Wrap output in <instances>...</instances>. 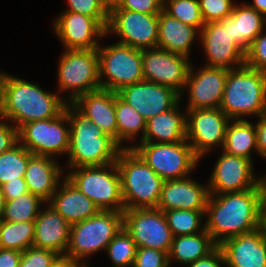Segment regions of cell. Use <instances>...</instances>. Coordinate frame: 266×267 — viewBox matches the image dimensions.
Here are the masks:
<instances>
[{"mask_svg": "<svg viewBox=\"0 0 266 267\" xmlns=\"http://www.w3.org/2000/svg\"><path fill=\"white\" fill-rule=\"evenodd\" d=\"M73 104L101 131L117 142L115 92L98 89L79 96Z\"/></svg>", "mask_w": 266, "mask_h": 267, "instance_id": "obj_24", "label": "cell"}, {"mask_svg": "<svg viewBox=\"0 0 266 267\" xmlns=\"http://www.w3.org/2000/svg\"><path fill=\"white\" fill-rule=\"evenodd\" d=\"M221 150L253 161V151L258 154L255 125L247 119L230 120Z\"/></svg>", "mask_w": 266, "mask_h": 267, "instance_id": "obj_31", "label": "cell"}, {"mask_svg": "<svg viewBox=\"0 0 266 267\" xmlns=\"http://www.w3.org/2000/svg\"><path fill=\"white\" fill-rule=\"evenodd\" d=\"M50 267H82L78 262L65 255L59 256Z\"/></svg>", "mask_w": 266, "mask_h": 267, "instance_id": "obj_50", "label": "cell"}, {"mask_svg": "<svg viewBox=\"0 0 266 267\" xmlns=\"http://www.w3.org/2000/svg\"><path fill=\"white\" fill-rule=\"evenodd\" d=\"M70 225L84 221L95 215L99 209L66 177L59 183L56 192L47 202Z\"/></svg>", "mask_w": 266, "mask_h": 267, "instance_id": "obj_26", "label": "cell"}, {"mask_svg": "<svg viewBox=\"0 0 266 267\" xmlns=\"http://www.w3.org/2000/svg\"><path fill=\"white\" fill-rule=\"evenodd\" d=\"M44 207V210L41 208L34 220L35 231L32 246L52 250L63 256L69 244L71 225L51 205L45 203Z\"/></svg>", "mask_w": 266, "mask_h": 267, "instance_id": "obj_23", "label": "cell"}, {"mask_svg": "<svg viewBox=\"0 0 266 267\" xmlns=\"http://www.w3.org/2000/svg\"><path fill=\"white\" fill-rule=\"evenodd\" d=\"M180 103L147 120L146 131L140 142L175 143L186 140V112L180 110Z\"/></svg>", "mask_w": 266, "mask_h": 267, "instance_id": "obj_28", "label": "cell"}, {"mask_svg": "<svg viewBox=\"0 0 266 267\" xmlns=\"http://www.w3.org/2000/svg\"><path fill=\"white\" fill-rule=\"evenodd\" d=\"M204 23L220 21L232 14L233 0H198Z\"/></svg>", "mask_w": 266, "mask_h": 267, "instance_id": "obj_40", "label": "cell"}, {"mask_svg": "<svg viewBox=\"0 0 266 267\" xmlns=\"http://www.w3.org/2000/svg\"><path fill=\"white\" fill-rule=\"evenodd\" d=\"M220 153L207 181L210 194L240 192L259 185L260 177H255L252 160L229 155L222 150Z\"/></svg>", "mask_w": 266, "mask_h": 267, "instance_id": "obj_19", "label": "cell"}, {"mask_svg": "<svg viewBox=\"0 0 266 267\" xmlns=\"http://www.w3.org/2000/svg\"><path fill=\"white\" fill-rule=\"evenodd\" d=\"M205 218L206 232L217 245L227 238L260 228L262 222L260 184L240 192L210 194Z\"/></svg>", "mask_w": 266, "mask_h": 267, "instance_id": "obj_1", "label": "cell"}, {"mask_svg": "<svg viewBox=\"0 0 266 267\" xmlns=\"http://www.w3.org/2000/svg\"><path fill=\"white\" fill-rule=\"evenodd\" d=\"M247 4L266 18V0H253V3Z\"/></svg>", "mask_w": 266, "mask_h": 267, "instance_id": "obj_51", "label": "cell"}, {"mask_svg": "<svg viewBox=\"0 0 266 267\" xmlns=\"http://www.w3.org/2000/svg\"><path fill=\"white\" fill-rule=\"evenodd\" d=\"M228 69L203 65L195 70L190 65L184 90L180 99L188 92V103L185 109L219 108L223 99Z\"/></svg>", "mask_w": 266, "mask_h": 267, "instance_id": "obj_18", "label": "cell"}, {"mask_svg": "<svg viewBox=\"0 0 266 267\" xmlns=\"http://www.w3.org/2000/svg\"><path fill=\"white\" fill-rule=\"evenodd\" d=\"M205 53V66L237 69L245 65V52L231 40L229 16L205 23L199 38Z\"/></svg>", "mask_w": 266, "mask_h": 267, "instance_id": "obj_15", "label": "cell"}, {"mask_svg": "<svg viewBox=\"0 0 266 267\" xmlns=\"http://www.w3.org/2000/svg\"><path fill=\"white\" fill-rule=\"evenodd\" d=\"M18 138L33 155L54 159L67 155L70 147V123L66 110L57 117L24 124L18 130Z\"/></svg>", "mask_w": 266, "mask_h": 267, "instance_id": "obj_11", "label": "cell"}, {"mask_svg": "<svg viewBox=\"0 0 266 267\" xmlns=\"http://www.w3.org/2000/svg\"><path fill=\"white\" fill-rule=\"evenodd\" d=\"M101 1L110 11L112 8L117 7L122 0H101Z\"/></svg>", "mask_w": 266, "mask_h": 267, "instance_id": "obj_54", "label": "cell"}, {"mask_svg": "<svg viewBox=\"0 0 266 267\" xmlns=\"http://www.w3.org/2000/svg\"><path fill=\"white\" fill-rule=\"evenodd\" d=\"M5 198L4 195L2 193L1 187H0V220L4 211V207H5Z\"/></svg>", "mask_w": 266, "mask_h": 267, "instance_id": "obj_55", "label": "cell"}, {"mask_svg": "<svg viewBox=\"0 0 266 267\" xmlns=\"http://www.w3.org/2000/svg\"><path fill=\"white\" fill-rule=\"evenodd\" d=\"M163 10L171 17L199 31L205 24L198 0H164Z\"/></svg>", "mask_w": 266, "mask_h": 267, "instance_id": "obj_38", "label": "cell"}, {"mask_svg": "<svg viewBox=\"0 0 266 267\" xmlns=\"http://www.w3.org/2000/svg\"><path fill=\"white\" fill-rule=\"evenodd\" d=\"M225 264L222 249L217 246L206 257L198 259L197 261L187 264V267H221Z\"/></svg>", "mask_w": 266, "mask_h": 267, "instance_id": "obj_47", "label": "cell"}, {"mask_svg": "<svg viewBox=\"0 0 266 267\" xmlns=\"http://www.w3.org/2000/svg\"><path fill=\"white\" fill-rule=\"evenodd\" d=\"M5 201H9L29 192L24 178H17L14 181H8L1 186Z\"/></svg>", "mask_w": 266, "mask_h": 267, "instance_id": "obj_46", "label": "cell"}, {"mask_svg": "<svg viewBox=\"0 0 266 267\" xmlns=\"http://www.w3.org/2000/svg\"><path fill=\"white\" fill-rule=\"evenodd\" d=\"M123 227V212L99 210L92 217L70 226L65 256L88 267V259L107 245Z\"/></svg>", "mask_w": 266, "mask_h": 267, "instance_id": "obj_6", "label": "cell"}, {"mask_svg": "<svg viewBox=\"0 0 266 267\" xmlns=\"http://www.w3.org/2000/svg\"><path fill=\"white\" fill-rule=\"evenodd\" d=\"M101 45L97 53L102 89L118 92L125 86L144 80L142 50L118 42Z\"/></svg>", "mask_w": 266, "mask_h": 267, "instance_id": "obj_9", "label": "cell"}, {"mask_svg": "<svg viewBox=\"0 0 266 267\" xmlns=\"http://www.w3.org/2000/svg\"><path fill=\"white\" fill-rule=\"evenodd\" d=\"M117 94L146 121L171 110L182 101L180 94L172 88L145 80L125 86Z\"/></svg>", "mask_w": 266, "mask_h": 267, "instance_id": "obj_20", "label": "cell"}, {"mask_svg": "<svg viewBox=\"0 0 266 267\" xmlns=\"http://www.w3.org/2000/svg\"><path fill=\"white\" fill-rule=\"evenodd\" d=\"M168 254L157 249L138 247L132 267H167Z\"/></svg>", "mask_w": 266, "mask_h": 267, "instance_id": "obj_43", "label": "cell"}, {"mask_svg": "<svg viewBox=\"0 0 266 267\" xmlns=\"http://www.w3.org/2000/svg\"><path fill=\"white\" fill-rule=\"evenodd\" d=\"M218 245L206 232L190 235L174 236L168 253L169 265L176 261L182 265H187L206 257Z\"/></svg>", "mask_w": 266, "mask_h": 267, "instance_id": "obj_30", "label": "cell"}, {"mask_svg": "<svg viewBox=\"0 0 266 267\" xmlns=\"http://www.w3.org/2000/svg\"><path fill=\"white\" fill-rule=\"evenodd\" d=\"M58 92L68 94L67 103L79 96L101 89L99 57L94 49H64L57 67Z\"/></svg>", "mask_w": 266, "mask_h": 267, "instance_id": "obj_8", "label": "cell"}, {"mask_svg": "<svg viewBox=\"0 0 266 267\" xmlns=\"http://www.w3.org/2000/svg\"><path fill=\"white\" fill-rule=\"evenodd\" d=\"M18 142V128L0 118V154L8 151Z\"/></svg>", "mask_w": 266, "mask_h": 267, "instance_id": "obj_45", "label": "cell"}, {"mask_svg": "<svg viewBox=\"0 0 266 267\" xmlns=\"http://www.w3.org/2000/svg\"><path fill=\"white\" fill-rule=\"evenodd\" d=\"M186 140L194 153L203 159L213 148L223 149L230 118L220 109H184ZM205 155V156H204Z\"/></svg>", "mask_w": 266, "mask_h": 267, "instance_id": "obj_12", "label": "cell"}, {"mask_svg": "<svg viewBox=\"0 0 266 267\" xmlns=\"http://www.w3.org/2000/svg\"><path fill=\"white\" fill-rule=\"evenodd\" d=\"M136 250L135 241L124 227H122L107 245L105 252L112 261V267H132Z\"/></svg>", "mask_w": 266, "mask_h": 267, "instance_id": "obj_37", "label": "cell"}, {"mask_svg": "<svg viewBox=\"0 0 266 267\" xmlns=\"http://www.w3.org/2000/svg\"><path fill=\"white\" fill-rule=\"evenodd\" d=\"M34 221L8 222L0 220V248L24 251L34 242Z\"/></svg>", "mask_w": 266, "mask_h": 267, "instance_id": "obj_33", "label": "cell"}, {"mask_svg": "<svg viewBox=\"0 0 266 267\" xmlns=\"http://www.w3.org/2000/svg\"><path fill=\"white\" fill-rule=\"evenodd\" d=\"M52 27L64 49L97 50L107 36L106 28L96 18L73 11L60 13Z\"/></svg>", "mask_w": 266, "mask_h": 267, "instance_id": "obj_17", "label": "cell"}, {"mask_svg": "<svg viewBox=\"0 0 266 267\" xmlns=\"http://www.w3.org/2000/svg\"><path fill=\"white\" fill-rule=\"evenodd\" d=\"M256 127V140H257V151L259 157L266 160V113L257 117Z\"/></svg>", "mask_w": 266, "mask_h": 267, "instance_id": "obj_48", "label": "cell"}, {"mask_svg": "<svg viewBox=\"0 0 266 267\" xmlns=\"http://www.w3.org/2000/svg\"><path fill=\"white\" fill-rule=\"evenodd\" d=\"M116 165L125 210L157 208L164 180L132 148L119 152Z\"/></svg>", "mask_w": 266, "mask_h": 267, "instance_id": "obj_5", "label": "cell"}, {"mask_svg": "<svg viewBox=\"0 0 266 267\" xmlns=\"http://www.w3.org/2000/svg\"><path fill=\"white\" fill-rule=\"evenodd\" d=\"M218 246L225 267H266V237L262 227L227 238Z\"/></svg>", "mask_w": 266, "mask_h": 267, "instance_id": "obj_21", "label": "cell"}, {"mask_svg": "<svg viewBox=\"0 0 266 267\" xmlns=\"http://www.w3.org/2000/svg\"><path fill=\"white\" fill-rule=\"evenodd\" d=\"M65 177L91 199L99 210L118 212L125 210L121 178L116 162L101 166L68 168Z\"/></svg>", "mask_w": 266, "mask_h": 267, "instance_id": "obj_7", "label": "cell"}, {"mask_svg": "<svg viewBox=\"0 0 266 267\" xmlns=\"http://www.w3.org/2000/svg\"><path fill=\"white\" fill-rule=\"evenodd\" d=\"M39 86L36 82L8 74L4 82L0 118L13 123L19 130L26 123L60 115L65 110V98Z\"/></svg>", "mask_w": 266, "mask_h": 267, "instance_id": "obj_2", "label": "cell"}, {"mask_svg": "<svg viewBox=\"0 0 266 267\" xmlns=\"http://www.w3.org/2000/svg\"><path fill=\"white\" fill-rule=\"evenodd\" d=\"M205 183L201 184L190 176L164 181L157 209L206 210L210 193L208 182Z\"/></svg>", "mask_w": 266, "mask_h": 267, "instance_id": "obj_22", "label": "cell"}, {"mask_svg": "<svg viewBox=\"0 0 266 267\" xmlns=\"http://www.w3.org/2000/svg\"><path fill=\"white\" fill-rule=\"evenodd\" d=\"M164 0H122L111 10H131L135 12L159 15L163 10Z\"/></svg>", "mask_w": 266, "mask_h": 267, "instance_id": "obj_44", "label": "cell"}, {"mask_svg": "<svg viewBox=\"0 0 266 267\" xmlns=\"http://www.w3.org/2000/svg\"><path fill=\"white\" fill-rule=\"evenodd\" d=\"M259 184L262 192V213H266V175L259 176Z\"/></svg>", "mask_w": 266, "mask_h": 267, "instance_id": "obj_52", "label": "cell"}, {"mask_svg": "<svg viewBox=\"0 0 266 267\" xmlns=\"http://www.w3.org/2000/svg\"><path fill=\"white\" fill-rule=\"evenodd\" d=\"M59 256L52 250L32 246L22 251L19 267H50Z\"/></svg>", "mask_w": 266, "mask_h": 267, "instance_id": "obj_42", "label": "cell"}, {"mask_svg": "<svg viewBox=\"0 0 266 267\" xmlns=\"http://www.w3.org/2000/svg\"><path fill=\"white\" fill-rule=\"evenodd\" d=\"M32 155L20 142L0 154V187L10 180L24 178L28 160Z\"/></svg>", "mask_w": 266, "mask_h": 267, "instance_id": "obj_36", "label": "cell"}, {"mask_svg": "<svg viewBox=\"0 0 266 267\" xmlns=\"http://www.w3.org/2000/svg\"><path fill=\"white\" fill-rule=\"evenodd\" d=\"M245 65L266 73V27L245 53Z\"/></svg>", "mask_w": 266, "mask_h": 267, "instance_id": "obj_41", "label": "cell"}, {"mask_svg": "<svg viewBox=\"0 0 266 267\" xmlns=\"http://www.w3.org/2000/svg\"><path fill=\"white\" fill-rule=\"evenodd\" d=\"M265 27L266 18L262 14L246 2L235 3L232 14L229 16V33L231 40L245 53Z\"/></svg>", "mask_w": 266, "mask_h": 267, "instance_id": "obj_29", "label": "cell"}, {"mask_svg": "<svg viewBox=\"0 0 266 267\" xmlns=\"http://www.w3.org/2000/svg\"><path fill=\"white\" fill-rule=\"evenodd\" d=\"M163 212L173 236L197 234L205 230V222L202 223L205 210L175 209Z\"/></svg>", "mask_w": 266, "mask_h": 267, "instance_id": "obj_35", "label": "cell"}, {"mask_svg": "<svg viewBox=\"0 0 266 267\" xmlns=\"http://www.w3.org/2000/svg\"><path fill=\"white\" fill-rule=\"evenodd\" d=\"M159 15L131 10H110L106 35L118 36L117 42L135 49L158 47Z\"/></svg>", "mask_w": 266, "mask_h": 267, "instance_id": "obj_13", "label": "cell"}, {"mask_svg": "<svg viewBox=\"0 0 266 267\" xmlns=\"http://www.w3.org/2000/svg\"><path fill=\"white\" fill-rule=\"evenodd\" d=\"M164 181L191 175L200 162L187 140L175 143L139 142L130 145Z\"/></svg>", "mask_w": 266, "mask_h": 267, "instance_id": "obj_10", "label": "cell"}, {"mask_svg": "<svg viewBox=\"0 0 266 267\" xmlns=\"http://www.w3.org/2000/svg\"><path fill=\"white\" fill-rule=\"evenodd\" d=\"M63 169L52 157L32 155L24 175L29 192L47 203L65 178V175L62 176Z\"/></svg>", "mask_w": 266, "mask_h": 267, "instance_id": "obj_25", "label": "cell"}, {"mask_svg": "<svg viewBox=\"0 0 266 267\" xmlns=\"http://www.w3.org/2000/svg\"><path fill=\"white\" fill-rule=\"evenodd\" d=\"M21 251L0 248V267H19Z\"/></svg>", "mask_w": 266, "mask_h": 267, "instance_id": "obj_49", "label": "cell"}, {"mask_svg": "<svg viewBox=\"0 0 266 267\" xmlns=\"http://www.w3.org/2000/svg\"><path fill=\"white\" fill-rule=\"evenodd\" d=\"M261 227L263 228L266 237V213H262Z\"/></svg>", "mask_w": 266, "mask_h": 267, "instance_id": "obj_56", "label": "cell"}, {"mask_svg": "<svg viewBox=\"0 0 266 267\" xmlns=\"http://www.w3.org/2000/svg\"><path fill=\"white\" fill-rule=\"evenodd\" d=\"M219 108L231 120L266 113V73L246 65L228 70Z\"/></svg>", "mask_w": 266, "mask_h": 267, "instance_id": "obj_4", "label": "cell"}, {"mask_svg": "<svg viewBox=\"0 0 266 267\" xmlns=\"http://www.w3.org/2000/svg\"><path fill=\"white\" fill-rule=\"evenodd\" d=\"M65 110L70 123L69 160L66 167L101 166L116 162L123 148L73 103H66Z\"/></svg>", "mask_w": 266, "mask_h": 267, "instance_id": "obj_3", "label": "cell"}, {"mask_svg": "<svg viewBox=\"0 0 266 267\" xmlns=\"http://www.w3.org/2000/svg\"><path fill=\"white\" fill-rule=\"evenodd\" d=\"M8 74L0 70V113L3 107L4 82Z\"/></svg>", "mask_w": 266, "mask_h": 267, "instance_id": "obj_53", "label": "cell"}, {"mask_svg": "<svg viewBox=\"0 0 266 267\" xmlns=\"http://www.w3.org/2000/svg\"><path fill=\"white\" fill-rule=\"evenodd\" d=\"M45 203L39 196L28 192L5 202L1 220L8 222L34 221L41 210V206Z\"/></svg>", "mask_w": 266, "mask_h": 267, "instance_id": "obj_34", "label": "cell"}, {"mask_svg": "<svg viewBox=\"0 0 266 267\" xmlns=\"http://www.w3.org/2000/svg\"><path fill=\"white\" fill-rule=\"evenodd\" d=\"M68 7L64 11H73L96 18L105 28L108 26L109 10L101 0H67Z\"/></svg>", "mask_w": 266, "mask_h": 267, "instance_id": "obj_39", "label": "cell"}, {"mask_svg": "<svg viewBox=\"0 0 266 267\" xmlns=\"http://www.w3.org/2000/svg\"><path fill=\"white\" fill-rule=\"evenodd\" d=\"M143 77L145 81L161 84L182 94L191 61L161 48L142 50Z\"/></svg>", "mask_w": 266, "mask_h": 267, "instance_id": "obj_16", "label": "cell"}, {"mask_svg": "<svg viewBox=\"0 0 266 267\" xmlns=\"http://www.w3.org/2000/svg\"><path fill=\"white\" fill-rule=\"evenodd\" d=\"M115 114L117 121V143L122 148H129L123 143L135 141L141 133V141L146 131V120L133 107L123 101L115 92Z\"/></svg>", "mask_w": 266, "mask_h": 267, "instance_id": "obj_32", "label": "cell"}, {"mask_svg": "<svg viewBox=\"0 0 266 267\" xmlns=\"http://www.w3.org/2000/svg\"><path fill=\"white\" fill-rule=\"evenodd\" d=\"M158 48L190 58L193 42L200 37V31L171 17L164 10L158 18Z\"/></svg>", "mask_w": 266, "mask_h": 267, "instance_id": "obj_27", "label": "cell"}, {"mask_svg": "<svg viewBox=\"0 0 266 267\" xmlns=\"http://www.w3.org/2000/svg\"><path fill=\"white\" fill-rule=\"evenodd\" d=\"M123 227L133 238L137 248L147 247L169 253L174 236L162 210H124Z\"/></svg>", "mask_w": 266, "mask_h": 267, "instance_id": "obj_14", "label": "cell"}]
</instances>
